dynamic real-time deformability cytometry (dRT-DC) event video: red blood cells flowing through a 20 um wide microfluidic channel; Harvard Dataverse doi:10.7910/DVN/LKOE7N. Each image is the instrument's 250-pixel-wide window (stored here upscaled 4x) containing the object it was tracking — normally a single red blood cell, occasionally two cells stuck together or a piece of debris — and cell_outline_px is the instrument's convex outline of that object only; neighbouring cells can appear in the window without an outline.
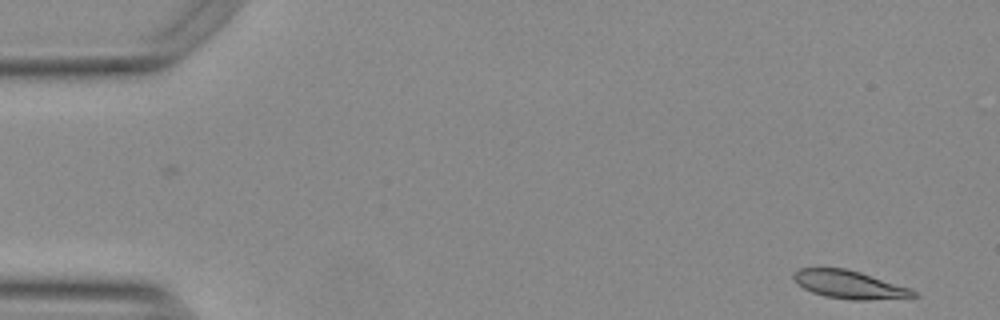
{"species": "Egyptian fruit bat (a non-hibernating species)", "species_latin": "Rousettus aegyptiacus", "temperature_condition": "warm", "stored_images_in_passage": 52, "camera_frame_rate_fps": 3000, "um_per_image_px": 0.085, "animal": {"sex": "female"}, "frame": {"image": 1, "passage_image": 1, "time_ms": 0.0, "image_size_px": [1000, 320], "cell_outline_px": [[920, 296], [868, 300], [852, 300], [824, 296], [812, 292], [804, 288], [792, 280], [792, 272], [800, 268], [844, 268], [860, 272], [912, 288]], "centroid_in_image_um": [72.18, 24.19], "position_along_channel_um": 12.8, "area_um2": 19.71}}
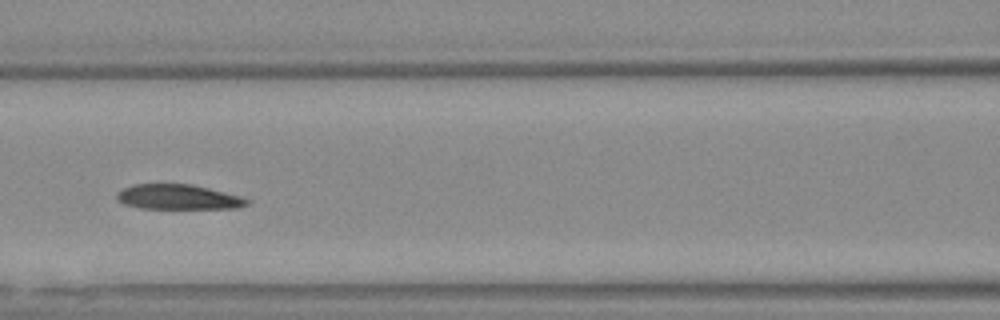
{"frame": {"image": 2, "passage_image": 22, "time_ms": 7.0, "image_size_px": [1000, 320], "cell_outline_px": [[248, 204], [240, 208], [140, 208], [124, 204], [116, 200], [116, 192], [132, 184], [192, 184], [240, 196], [248, 200]], "centroid_in_image_um": [15.09, 16.74], "position_along_channel_um": 151.5, "area_um2": 18.84}}
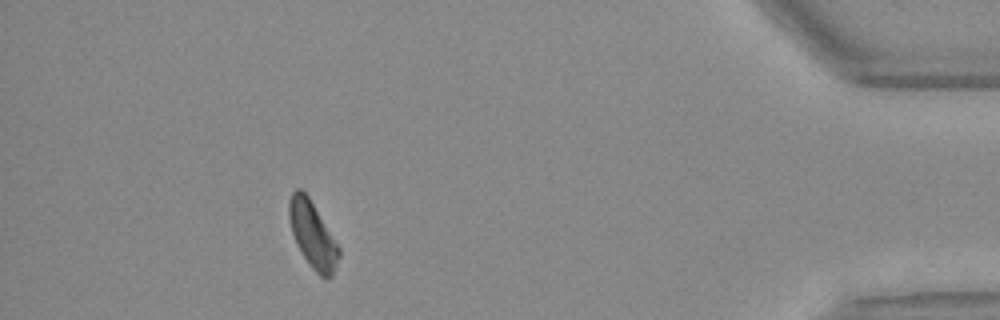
{"frame": {"image": 3, "passage_image": 47, "time_ms": 15.333, "image_size_px": [1000, 320], "cell_outline_px": [[340, 256], [332, 276], [320, 276], [312, 268], [296, 244], [292, 232], [288, 216], [288, 200], [292, 192], [296, 188], [300, 188], [308, 196], [340, 248]], "centroid_in_image_um": [26.55, 19.93], "position_along_channel_um": 408.6, "area_um2": 18.96}, "authors_computed_cell_mechanics": {"area_um2": 19.9988, "velocity_mm_per_s": 3.7528, "shape_relaxation_time_tau1_ms": null, "shape_relaxation_time_tau2_ms": 3.6114, "deformation_change_tau1": null, "deformation_change_tau2": 0.0904}}